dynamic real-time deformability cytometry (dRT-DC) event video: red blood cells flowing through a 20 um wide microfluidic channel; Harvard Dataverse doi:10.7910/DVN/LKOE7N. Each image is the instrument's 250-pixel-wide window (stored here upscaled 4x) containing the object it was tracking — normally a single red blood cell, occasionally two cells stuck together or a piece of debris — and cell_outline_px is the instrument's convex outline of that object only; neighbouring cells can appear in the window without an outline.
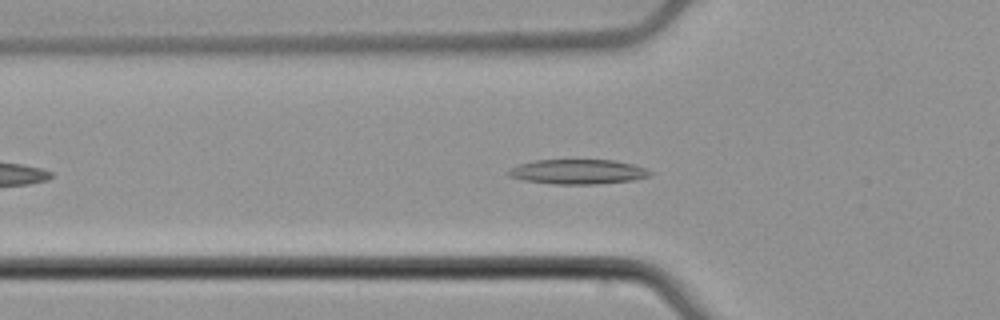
{"species": "common noctule bat (a hibernating species)", "species_latin": "Nyctalus noctula", "temperature_condition": "cold", "stored_images_in_passage": 44, "camera_frame_rate_fps": 3000, "um_per_image_px": 0.085, "animal": {"sex": "male", "body_mass_g": 21.5, "forearm_length_mm": 52.0}, "frame": {"image": 1, "passage_image": 9, "time_ms": 2.667, "image_size_px": [1000, 320], "cell_outline_px": [[652, 176], [632, 180], [596, 184], [556, 184], [524, 180], [508, 176], [508, 172], [512, 168], [520, 164], [532, 160], [616, 160], [632, 164], [644, 168], [652, 172]], "centroid_in_image_um": [49.14, 14.59], "position_along_channel_um": 76.7, "area_um2": 20.29}}
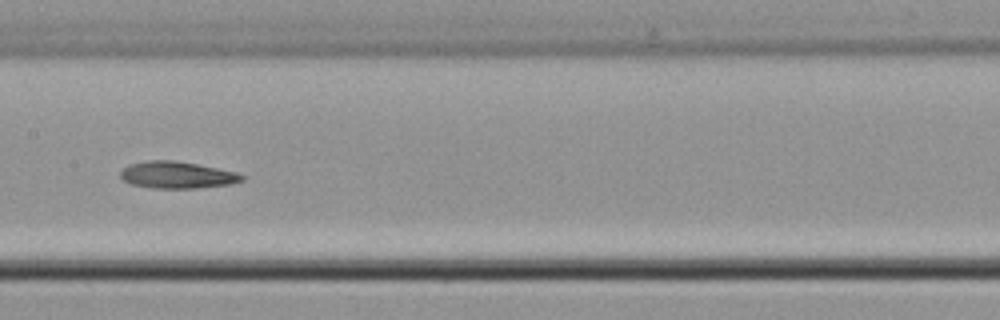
{"frame": {"image": 2, "passage_image": 18, "time_ms": 5.667, "image_size_px": [1000, 320], "cell_outline_px": [[244, 180], [228, 184], [196, 188], [152, 188], [132, 184], [124, 180], [120, 176], [120, 172], [128, 164], [148, 160], [176, 160], [236, 172], [244, 176]], "centroid_in_image_um": [15.02, 14.86], "position_along_channel_um": 192.4, "area_um2": 18.84}}
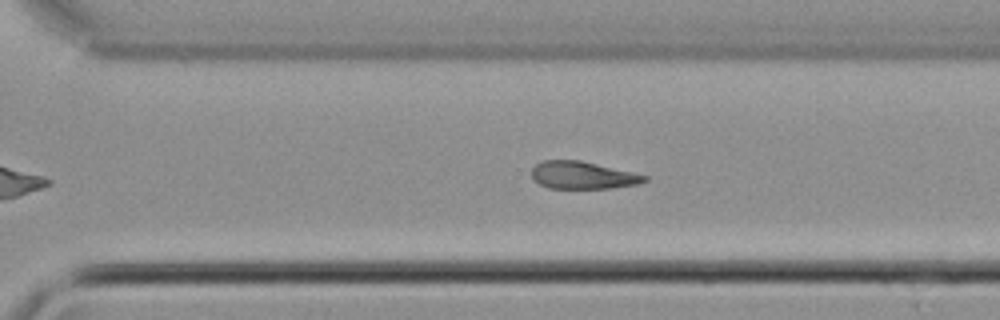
{"frame": {"image": 3, "passage_image": 28, "time_ms": 9.0, "image_size_px": [1000, 320], "cell_outline_px": [[648, 180], [636, 184], [612, 188], [548, 188], [540, 184], [532, 176], [532, 168], [540, 160], [580, 160], [632, 172], [648, 176]], "centroid_in_image_um": [49.51, 14.89], "position_along_channel_um": 321.1, "area_um2": 17.92}, "authors_computed_cell_mechanics": {"area_um2": 18.8717, "velocity_mm_per_s": 3.8608, "shape_relaxation_time_tau1_ms": 3.3786, "shape_relaxation_time_tau2_ms": 9.634, "deformation_change_tau1": 0.1021, "deformation_change_tau2": 0.2071}}